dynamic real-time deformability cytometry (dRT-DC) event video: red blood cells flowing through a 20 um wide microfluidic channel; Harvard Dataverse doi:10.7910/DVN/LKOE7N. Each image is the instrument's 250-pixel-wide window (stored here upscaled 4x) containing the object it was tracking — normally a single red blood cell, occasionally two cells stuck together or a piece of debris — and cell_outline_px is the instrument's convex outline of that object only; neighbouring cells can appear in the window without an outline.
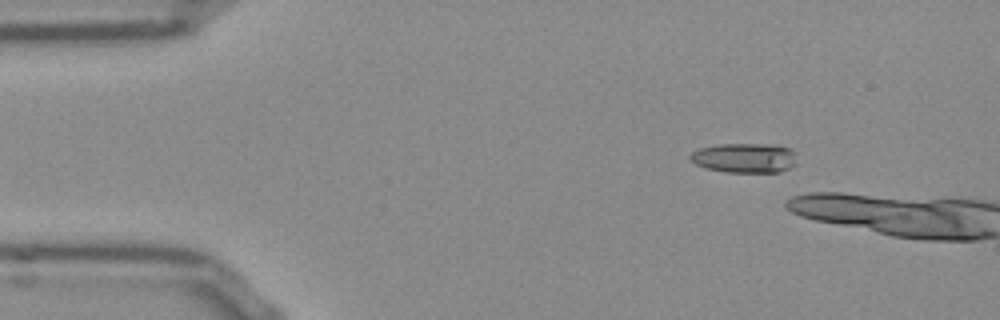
{"species": "Egyptian fruit bat (a non-hibernating species)", "species_latin": "Rousettus aegyptiacus", "temperature_condition": "room temperature", "stored_images_in_passage": 4, "camera_frame_rate_fps": 3000, "um_per_image_px": 0.085, "frame": {"image": 1, "passage_image": 1, "time_ms": 0.0, "image_size_px": [1000, 320], "cell_outline_px": [[796, 164], [780, 172], [724, 172], [708, 168], [696, 164], [688, 156], [692, 152], [700, 148], [720, 144], [768, 144], [788, 148], [796, 152]], "centroid_in_image_um": [63.31, 13.42], "position_along_channel_um": 21.7, "area_um2": 18.38}}